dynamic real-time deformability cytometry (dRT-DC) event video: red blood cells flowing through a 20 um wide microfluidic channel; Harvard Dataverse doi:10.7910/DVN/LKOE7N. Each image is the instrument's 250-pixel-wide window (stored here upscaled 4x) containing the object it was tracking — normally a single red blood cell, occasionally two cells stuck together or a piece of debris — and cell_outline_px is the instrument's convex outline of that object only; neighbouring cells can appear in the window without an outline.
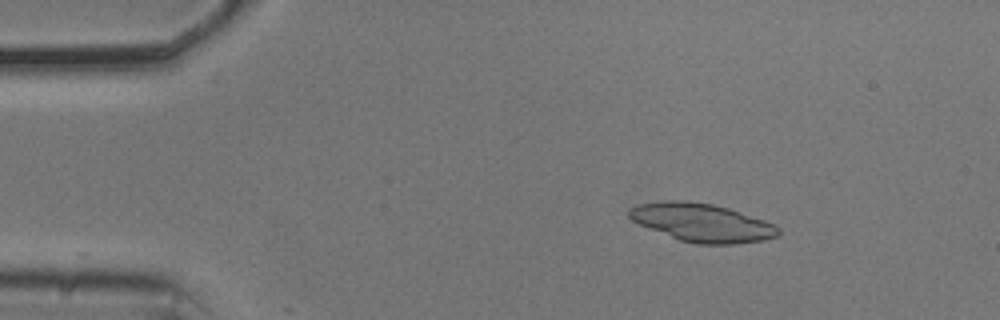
{"species": "common noctule bat (a hibernating species)", "species_latin": "Nyctalus noctula", "temperature_condition": "cold", "stored_images_in_passage": 22, "camera_frame_rate_fps": 3000, "um_per_image_px": 0.085, "animal": {"sex": "male", "body_mass_g": 20.5, "forearm_length_mm": 52.5}, "frame": {"image": 1, "passage_image": 1, "time_ms": 0.0, "image_size_px": [1000, 320], "cell_outline_px": [[780, 236], [764, 240], [732, 244], [696, 244], [680, 240], [640, 224], [632, 220], [628, 216], [628, 208], [636, 204], [668, 200], [680, 200], [712, 204], [728, 208], [776, 224], [780, 228]], "centroid_in_image_um": [59.69, 18.92], "position_along_channel_um": 25.3, "area_um2": 33.18}}